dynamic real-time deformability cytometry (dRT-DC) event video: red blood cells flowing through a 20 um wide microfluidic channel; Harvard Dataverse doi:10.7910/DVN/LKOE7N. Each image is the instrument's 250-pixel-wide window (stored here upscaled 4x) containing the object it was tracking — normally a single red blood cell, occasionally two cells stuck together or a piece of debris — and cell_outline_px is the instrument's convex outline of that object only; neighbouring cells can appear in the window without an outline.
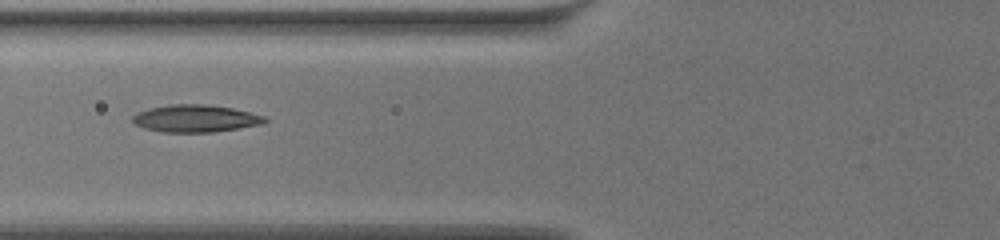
{"species": "common noctule bat (a hibernating species)", "species_latin": "Nyctalus noctula", "temperature_condition": "warm", "stored_images_in_passage": 11, "camera_frame_rate_fps": 3000, "um_per_image_px": 0.085, "animal": {"sex": "female", "body_mass_g": 19.5, "forearm_length_mm": 54.1}, "frame": {"image": 1, "passage_image": 10, "time_ms": 3.0, "image_size_px": [1000, 240], "cell_outline_px": [[268, 120], [260, 124], [216, 132], [160, 132], [144, 128], [132, 124], [132, 116], [136, 112], [148, 108], [168, 104], [208, 104], [232, 108], [264, 116]], "centroid_in_image_um": [16.53, 10.07], "position_along_channel_um": 109.3, "area_um2": 21.21}}